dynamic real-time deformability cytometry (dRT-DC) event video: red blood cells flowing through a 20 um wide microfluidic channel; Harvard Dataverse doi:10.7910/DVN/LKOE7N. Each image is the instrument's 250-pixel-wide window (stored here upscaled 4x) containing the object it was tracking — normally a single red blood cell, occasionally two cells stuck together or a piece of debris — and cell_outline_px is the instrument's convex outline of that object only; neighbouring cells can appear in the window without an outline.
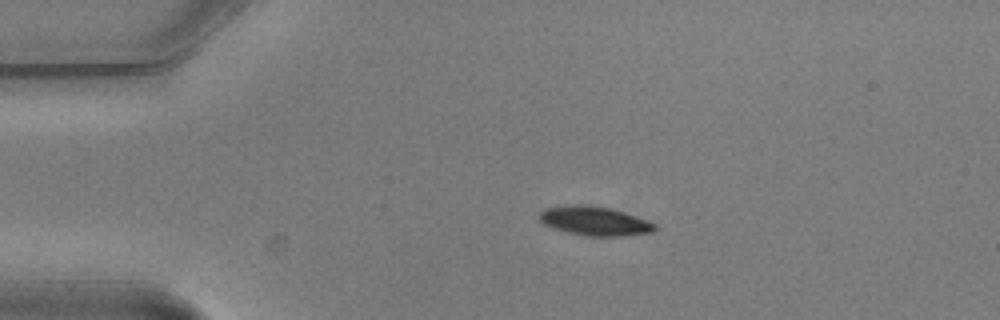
{"species": "common noctule bat (a hibernating species)", "species_latin": "Nyctalus noctula", "temperature_condition": "warm", "stored_images_in_passage": 4, "camera_frame_rate_fps": 3000, "um_per_image_px": 0.085, "animal": {"sex": "male", "body_mass_g": 20.5, "forearm_length_mm": 52.5}, "frame": {"image": 1, "passage_image": 1, "time_ms": 0.0, "image_size_px": [1000, 320], "cell_outline_px": [[656, 228], [652, 232], [620, 236], [588, 236], [568, 232], [552, 228], [544, 224], [540, 220], [540, 212], [544, 208], [572, 204], [588, 204], [608, 208], [656, 224]], "centroid_in_image_um": [50.47, 18.78], "position_along_channel_um": 34.5, "area_um2": 19.19}}
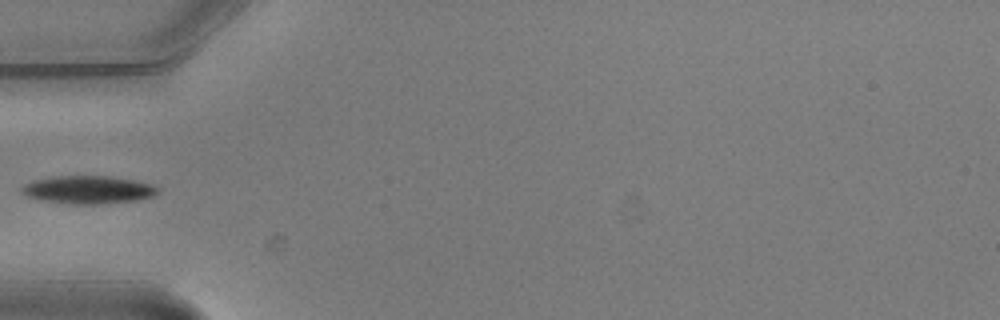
{"frame": {"image": 2, "passage_image": 3, "time_ms": 0.667, "image_size_px": [1000, 320], "cell_outline_px": [[160, 192], [152, 196], [136, 200], [100, 204], [72, 204], [40, 200], [28, 196], [20, 192], [20, 188], [24, 184], [32, 180], [52, 176], [112, 176], [152, 184], [160, 188]], "centroid_in_image_um": [7.47, 16.12], "position_along_channel_um": 77.5, "area_um2": 22.31}}
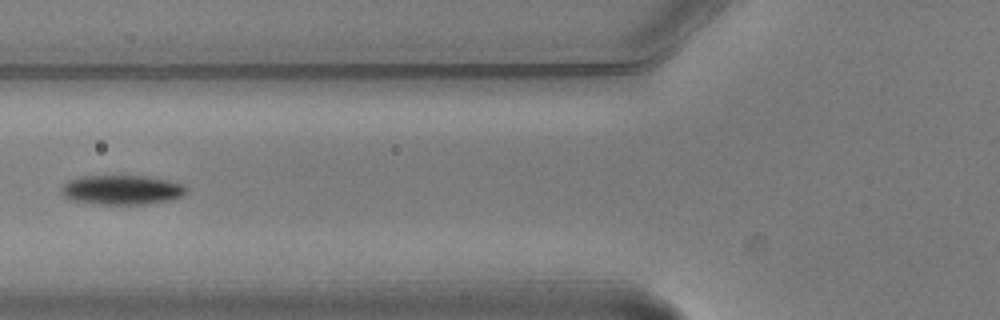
{"frame": {"image": 3, "passage_image": 4, "time_ms": 1.0, "image_size_px": [1000, 320], "cell_outline_px": [[188, 192], [184, 196], [168, 200], [144, 204], [92, 204], [72, 200], [64, 196], [60, 192], [60, 188], [68, 180], [80, 176], [144, 176], [172, 180], [184, 184], [188, 188]], "centroid_in_image_um": [10.38, 16.13], "position_along_channel_um": 115.4, "area_um2": 21.79}}